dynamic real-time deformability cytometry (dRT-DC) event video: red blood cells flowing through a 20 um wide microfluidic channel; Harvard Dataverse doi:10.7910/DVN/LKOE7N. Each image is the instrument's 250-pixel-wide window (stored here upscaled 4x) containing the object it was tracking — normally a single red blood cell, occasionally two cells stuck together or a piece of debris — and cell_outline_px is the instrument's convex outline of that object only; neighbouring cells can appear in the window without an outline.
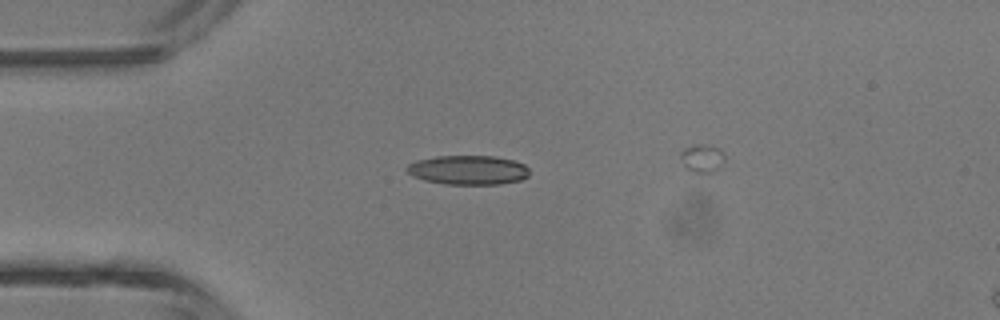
{"species": "common noctule bat (a hibernating species)", "species_latin": "Nyctalus noctula", "temperature_condition": "room temperature", "stored_images_in_passage": 6, "camera_frame_rate_fps": 3000, "um_per_image_px": 0.085, "animal": {"sex": "male", "body_mass_g": 13.3}, "frame": {"image": 1, "passage_image": 4, "time_ms": 3.667, "image_size_px": [1000, 320], "cell_outline_px": [[528, 176], [520, 180], [500, 184], [444, 184], [424, 180], [412, 176], [404, 168], [408, 164], [416, 160], [436, 156], [496, 156], [512, 160], [524, 164], [528, 168]], "centroid_in_image_um": [39.76, 14.45], "position_along_channel_um": 45.2, "area_um2": 20.98}}